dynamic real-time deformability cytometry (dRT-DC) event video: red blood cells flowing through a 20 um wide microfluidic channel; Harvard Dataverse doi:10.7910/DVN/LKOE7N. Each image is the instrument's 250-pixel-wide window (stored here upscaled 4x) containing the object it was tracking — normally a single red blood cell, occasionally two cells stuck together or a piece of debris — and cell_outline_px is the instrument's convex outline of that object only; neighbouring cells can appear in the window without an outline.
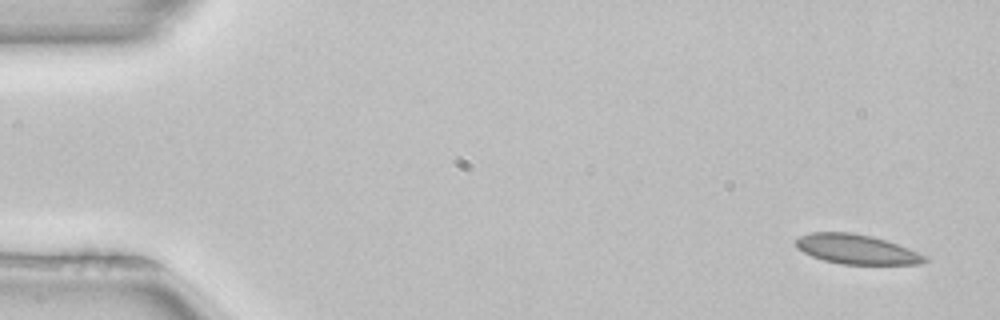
{"species": "common noctule bat (a hibernating species)", "species_latin": "Nyctalus noctula", "temperature_condition": "room temperature", "stored_images_in_passage": 4, "camera_frame_rate_fps": 3000, "um_per_image_px": 0.085, "animal": {"sex": "female", "body_mass_g": 22.7, "forearm_length_mm": 54.2}, "frame": {"image": 1, "passage_image": 1, "time_ms": 0.0, "image_size_px": [1000, 320], "cell_outline_px": [[928, 260], [920, 264], [840, 264], [824, 260], [812, 256], [796, 248], [796, 240], [800, 236], [812, 232], [852, 232], [872, 236], [908, 248], [928, 256]], "centroid_in_image_um": [72.81, 21.19], "position_along_channel_um": 12.2, "area_um2": 22.14}}
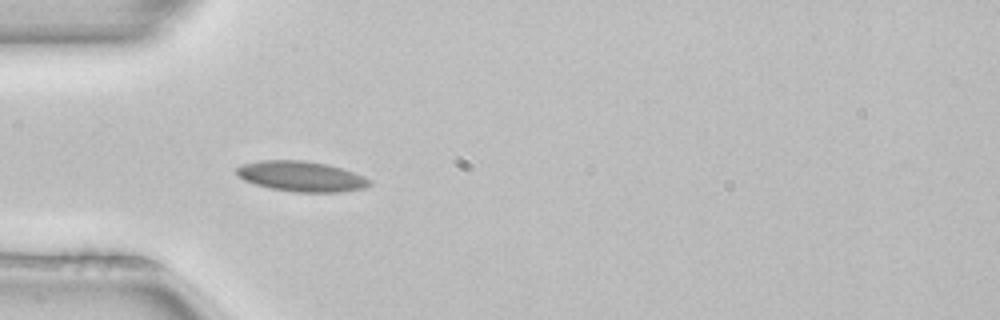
{"frame": {"image": 2, "passage_image": 4, "time_ms": 1.0, "image_size_px": [1000, 320], "cell_outline_px": [[372, 184], [364, 188], [340, 192], [296, 192], [268, 188], [244, 180], [236, 172], [236, 168], [244, 164], [260, 160], [304, 160], [328, 164], [364, 176], [372, 180]], "centroid_in_image_um": [25.63, 14.99], "position_along_channel_um": 59.4, "area_um2": 23.47}}